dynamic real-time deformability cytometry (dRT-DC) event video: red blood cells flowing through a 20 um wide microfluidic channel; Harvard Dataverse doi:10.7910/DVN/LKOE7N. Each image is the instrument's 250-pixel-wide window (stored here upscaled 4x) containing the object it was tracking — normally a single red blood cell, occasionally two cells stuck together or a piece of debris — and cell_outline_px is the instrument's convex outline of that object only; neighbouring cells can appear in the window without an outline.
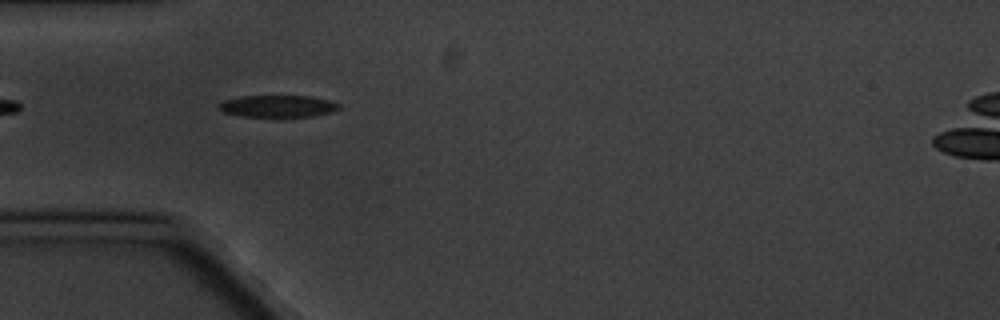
{"species": "common noctule bat (a hibernating species)", "species_latin": "Nyctalus noctula", "temperature_condition": "cold", "stored_images_in_passage": 4, "camera_frame_rate_fps": 3000, "um_per_image_px": 0.085, "animal": {"sex": "male", "body_mass_g": 20.1, "forearm_length_mm": 53.5}, "frame": {"image": 1, "passage_image": 2, "time_ms": 2.0, "image_size_px": [1000, 320], "cell_outline_px": [[340, 108], [332, 112], [312, 116], [244, 116], [224, 112], [216, 108], [216, 104], [224, 100], [240, 96], [308, 96], [328, 100], [340, 104]], "centroid_in_image_um": [23.57, 9.01], "position_along_channel_um": 61.4, "area_um2": 15.26}}